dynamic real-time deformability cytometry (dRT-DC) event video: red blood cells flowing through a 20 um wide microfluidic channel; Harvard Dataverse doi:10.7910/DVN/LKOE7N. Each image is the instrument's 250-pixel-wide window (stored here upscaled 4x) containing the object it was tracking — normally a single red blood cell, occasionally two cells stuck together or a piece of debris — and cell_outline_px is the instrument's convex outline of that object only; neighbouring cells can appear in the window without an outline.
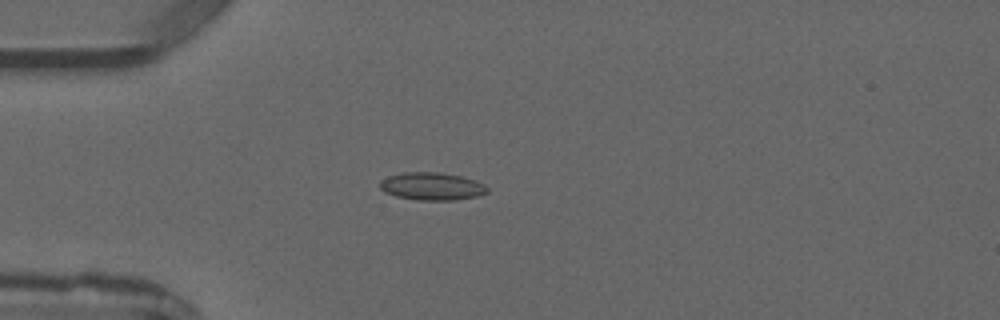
{"species": "common noctule bat (a hibernating species)", "species_latin": "Nyctalus noctula", "temperature_condition": "warm", "stored_images_in_passage": 4, "camera_frame_rate_fps": 3000, "um_per_image_px": 0.085, "animal": {"sex": "male", "forearm_length_mm": 52.5}, "frame": {"image": 1, "passage_image": 4, "time_ms": 5.0, "image_size_px": [1000, 320], "cell_outline_px": [[488, 192], [476, 196], [456, 200], [420, 200], [396, 196], [384, 192], [380, 188], [380, 180], [388, 176], [404, 172], [440, 172], [460, 176], [476, 180], [484, 184], [488, 188]], "centroid_in_image_um": [36.71, 15.83], "position_along_channel_um": 48.3, "area_um2": 17.34}}